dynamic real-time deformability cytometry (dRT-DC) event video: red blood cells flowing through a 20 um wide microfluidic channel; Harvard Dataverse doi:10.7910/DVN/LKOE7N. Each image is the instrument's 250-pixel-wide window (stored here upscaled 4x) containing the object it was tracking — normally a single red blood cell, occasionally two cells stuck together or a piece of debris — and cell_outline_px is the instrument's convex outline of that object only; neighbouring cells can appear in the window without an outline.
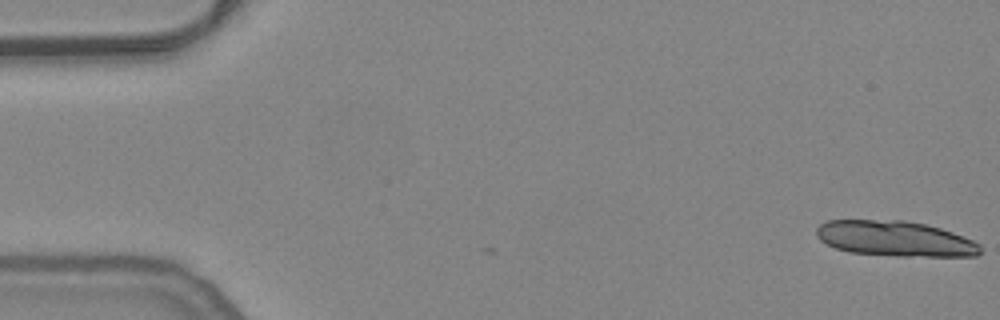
{"species": "common noctule bat (a hibernating species)", "species_latin": "Nyctalus noctula", "temperature_condition": "warm", "stored_images_in_passage": 4, "camera_frame_rate_fps": 3000, "um_per_image_px": 0.085, "animal": {"sex": "female", "body_mass_g": 24.6, "forearm_length_mm": 56.2}, "frame": {"image": 1, "passage_image": 1, "time_ms": 0.0, "image_size_px": [1000, 320], "cell_outline_px": [[980, 252], [976, 256], [896, 256], [848, 252], [836, 248], [820, 240], [816, 236], [816, 228], [820, 224], [828, 220], [904, 220], [924, 224], [940, 228], [952, 232], [972, 240], [980, 244]], "centroid_in_image_um": [76.05, 20.28], "position_along_channel_um": 8.9, "area_um2": 33.76}}